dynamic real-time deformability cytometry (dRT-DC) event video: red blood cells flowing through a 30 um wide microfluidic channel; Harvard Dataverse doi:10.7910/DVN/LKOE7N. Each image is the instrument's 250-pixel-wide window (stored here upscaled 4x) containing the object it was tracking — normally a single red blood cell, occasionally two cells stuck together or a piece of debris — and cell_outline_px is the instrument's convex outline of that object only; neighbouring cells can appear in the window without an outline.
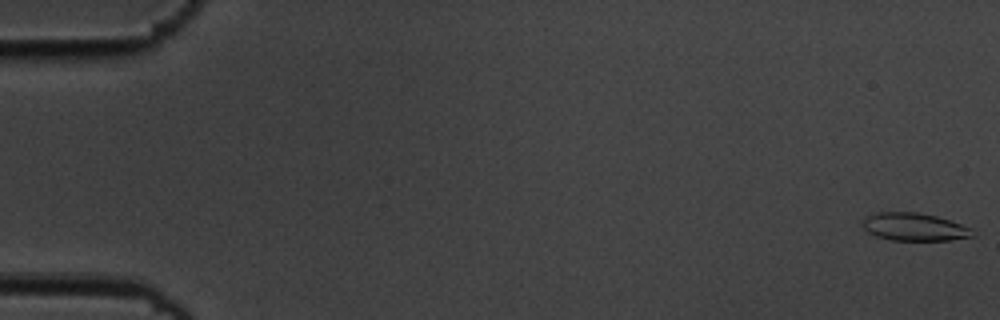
{"species": "common noctule bat (a hibernating species)", "species_latin": "Nyctalus noctula", "temperature_condition": "cold", "stored_images_in_passage": 10, "camera_frame_rate_fps": 3000, "um_per_image_px": 0.085, "animal": {"sex": "male", "body_mass_g": 19.5, "forearm_length_mm": 54.6}, "frame": {"image": 1, "passage_image": 1, "time_ms": 0.0, "image_size_px": [1000, 320], "cell_outline_px": [[976, 236], [948, 240], [892, 240], [876, 236], [868, 232], [860, 224], [860, 220], [864, 216], [876, 212], [916, 212], [936, 216], [972, 228]], "centroid_in_image_um": [77.66, 19.28], "position_along_channel_um": 7.3, "area_um2": 17.98}}